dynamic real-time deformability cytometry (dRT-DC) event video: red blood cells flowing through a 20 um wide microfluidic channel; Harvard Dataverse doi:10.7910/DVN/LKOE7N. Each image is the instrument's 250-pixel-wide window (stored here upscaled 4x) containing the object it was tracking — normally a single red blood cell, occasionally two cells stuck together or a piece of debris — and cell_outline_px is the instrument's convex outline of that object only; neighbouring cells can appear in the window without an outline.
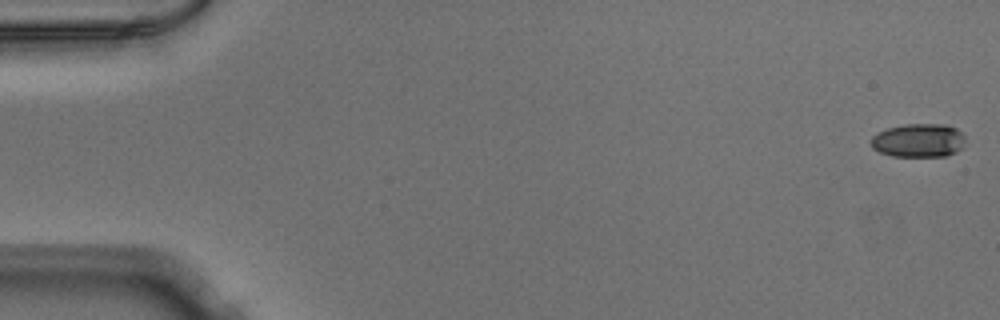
{"species": "Egyptian fruit bat (a non-hibernating species)", "species_latin": "Rousettus aegyptiacus", "temperature_condition": "warm", "stored_images_in_passage": 52, "camera_frame_rate_fps": 3000, "um_per_image_px": 0.085, "animal": {"sex": "male"}, "frame": {"image": 1, "passage_image": 1, "time_ms": 0.0, "image_size_px": [1000, 320], "cell_outline_px": [[964, 140], [960, 148], [956, 152], [944, 156], [892, 156], [880, 152], [872, 148], [872, 136], [888, 128], [904, 124], [944, 124], [956, 128], [964, 136]], "centroid_in_image_um": [78.07, 11.93], "position_along_channel_um": 6.9, "area_um2": 18.26}}
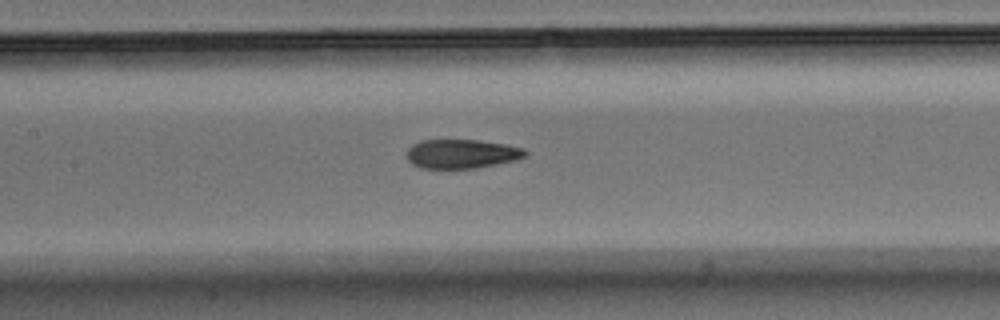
{"frame": {"image": 2, "passage_image": 25, "time_ms": 8.0, "image_size_px": [1000, 320], "cell_outline_px": [[528, 156], [516, 160], [496, 164], [472, 168], [420, 168], [412, 164], [408, 160], [408, 148], [412, 144], [420, 140], [476, 140], [504, 144], [524, 148], [528, 152]], "centroid_in_image_um": [39.25, 13.07], "position_along_channel_um": 168.1, "area_um2": 20.06}}
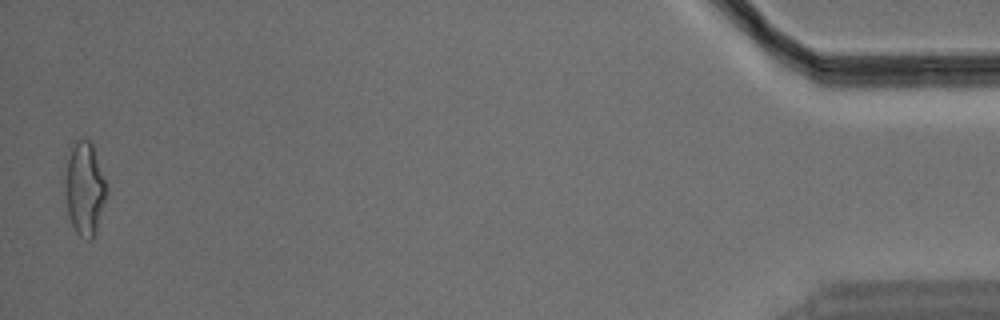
{"frame": {"image": 3, "passage_image": 52, "time_ms": 17.0, "image_size_px": [1000, 320], "cell_outline_px": [[108, 192], [96, 232], [88, 240], [80, 236], [76, 232], [68, 216], [64, 192], [64, 184], [68, 160], [72, 148], [76, 140], [84, 136], [92, 144], [108, 188]], "centroid_in_image_um": [7.19, 16.04], "position_along_channel_um": 428.0, "area_um2": 22.54}}